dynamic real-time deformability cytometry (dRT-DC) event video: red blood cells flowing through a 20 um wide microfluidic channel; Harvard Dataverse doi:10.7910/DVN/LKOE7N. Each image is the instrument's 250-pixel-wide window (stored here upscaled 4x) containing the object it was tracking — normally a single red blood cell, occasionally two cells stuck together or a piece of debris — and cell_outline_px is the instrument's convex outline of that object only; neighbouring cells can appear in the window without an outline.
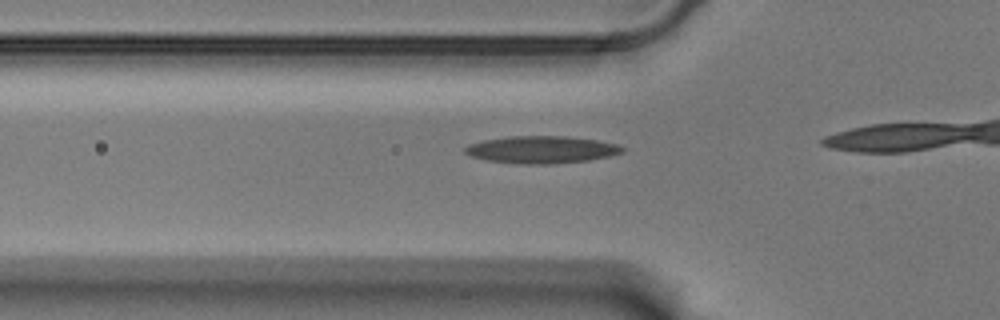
{"species": "Egyptian fruit bat (a non-hibernating species)", "species_latin": "Rousettus aegyptiacus", "temperature_condition": "warm", "stored_images_in_passage": 18, "camera_frame_rate_fps": 3000, "um_per_image_px": 0.085, "animal": {"sex": "male"}, "frame": {"image": 1, "passage_image": 13, "time_ms": 4.0, "image_size_px": [1000, 320], "cell_outline_px": [[624, 152], [608, 156], [588, 160], [548, 164], [524, 164], [488, 160], [472, 156], [464, 152], [464, 148], [468, 144], [484, 140], [508, 136], [568, 136], [596, 140], [616, 144], [624, 148]], "centroid_in_image_um": [46.02, 12.71], "position_along_channel_um": 79.8, "area_um2": 24.8}}
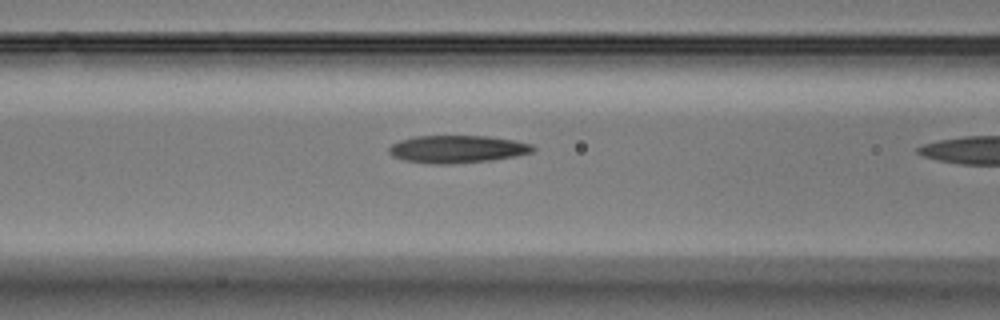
{"frame": {"image": 2, "passage_image": 17, "time_ms": 5.333, "image_size_px": [1000, 320], "cell_outline_px": [[536, 148], [532, 152], [516, 156], [492, 160], [452, 164], [436, 164], [404, 160], [392, 156], [388, 152], [388, 148], [392, 144], [400, 140], [412, 136], [484, 136], [512, 140], [532, 144]], "centroid_in_image_um": [38.84, 12.68], "position_along_channel_um": 127.8, "area_um2": 23.12}}